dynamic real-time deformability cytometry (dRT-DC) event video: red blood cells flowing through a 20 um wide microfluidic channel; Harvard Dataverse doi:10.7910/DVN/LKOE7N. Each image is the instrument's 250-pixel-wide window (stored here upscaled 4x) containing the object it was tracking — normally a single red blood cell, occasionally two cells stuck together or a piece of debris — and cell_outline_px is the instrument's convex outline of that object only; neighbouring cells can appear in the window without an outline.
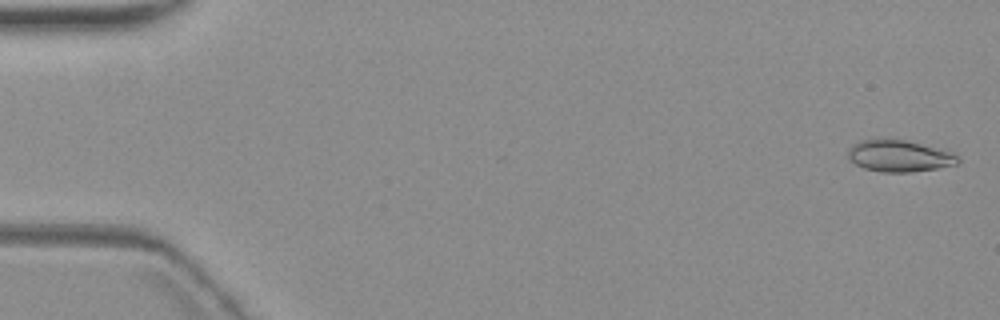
{"species": "common noctule bat (a hibernating species)", "species_latin": "Nyctalus noctula", "temperature_condition": "warm", "stored_images_in_passage": 5, "camera_frame_rate_fps": 3000, "um_per_image_px": 0.085, "animal": {"sex": "female", "body_mass_g": 19.3, "forearm_length_mm": 54.1}, "frame": {"image": 1, "passage_image": 1, "time_ms": 0.0, "image_size_px": [1000, 320], "cell_outline_px": [[960, 164], [912, 172], [880, 172], [864, 168], [848, 160], [848, 148], [852, 144], [860, 140], [876, 136], [904, 140], [944, 148], [952, 152], [960, 160]], "centroid_in_image_um": [76.41, 13.22], "position_along_channel_um": 8.6, "area_um2": 21.04}}
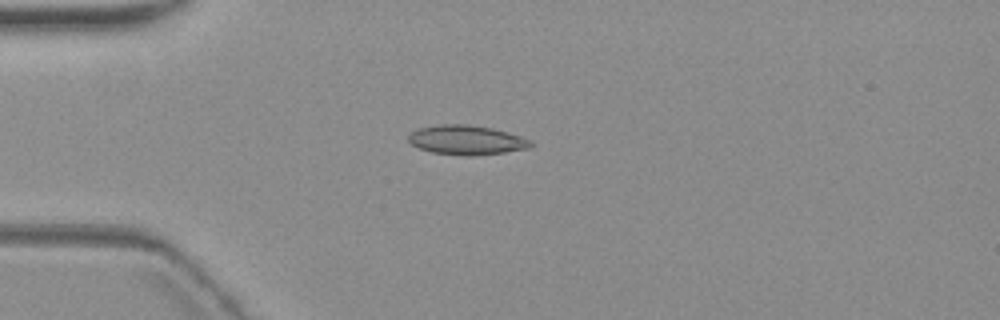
{"frame": {"image": 2, "passage_image": 5, "time_ms": 4.667, "image_size_px": [1000, 320], "cell_outline_px": [[536, 144], [532, 148], [504, 152], [472, 156], [460, 156], [432, 152], [420, 148], [412, 144], [408, 140], [408, 136], [416, 128], [440, 124], [468, 124], [492, 128], [508, 132], [532, 140]], "centroid_in_image_um": [39.7, 11.9], "position_along_channel_um": 45.3, "area_um2": 21.27}}